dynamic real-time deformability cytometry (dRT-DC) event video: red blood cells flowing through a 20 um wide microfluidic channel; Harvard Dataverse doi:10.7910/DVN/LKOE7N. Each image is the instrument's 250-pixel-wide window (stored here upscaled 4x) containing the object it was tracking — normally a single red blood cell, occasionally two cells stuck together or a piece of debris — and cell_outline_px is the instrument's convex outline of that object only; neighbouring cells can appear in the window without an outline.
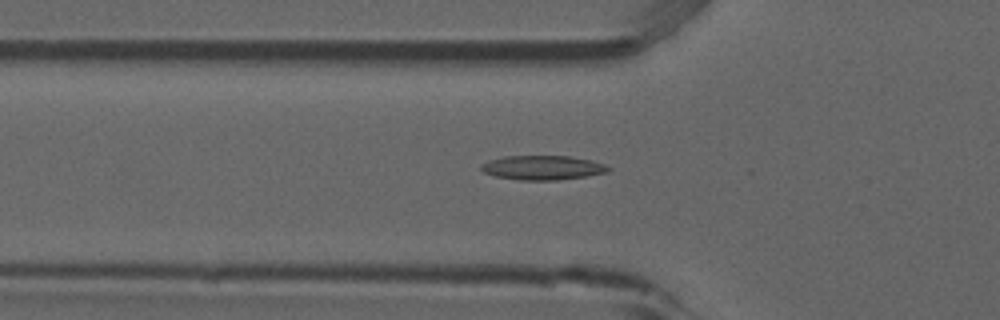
{"species": "common noctule bat (a hibernating species)", "species_latin": "Nyctalus noctula", "temperature_condition": "room temperature", "stored_images_in_passage": 48, "camera_frame_rate_fps": 3000, "um_per_image_px": 0.085, "animal": {"sex": "male", "forearm_length_mm": 52.5}, "frame": {"image": 1, "passage_image": 18, "time_ms": 5.667, "image_size_px": [1000, 320], "cell_outline_px": [[612, 168], [608, 172], [560, 180], [520, 180], [496, 176], [484, 172], [480, 168], [480, 164], [488, 160], [504, 156], [568, 156], [592, 160], [604, 164]], "centroid_in_image_um": [46.12, 14.25], "position_along_channel_um": 79.7, "area_um2": 18.03}}
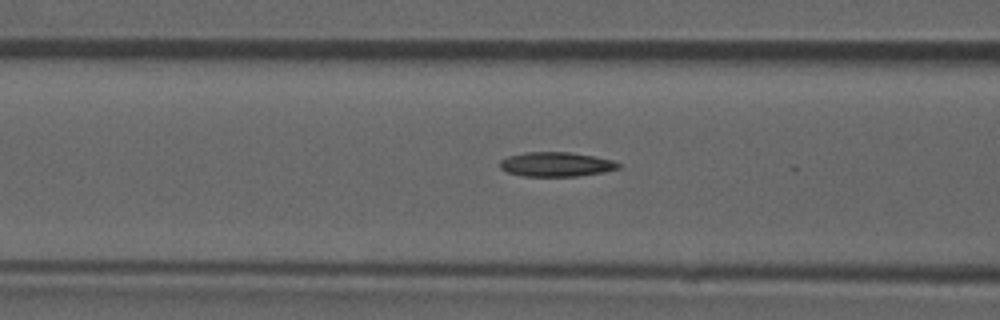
{"frame": {"image": 2, "passage_image": 21, "time_ms": 6.667, "image_size_px": [1000, 320], "cell_outline_px": [[620, 168], [604, 172], [576, 176], [524, 176], [508, 172], [500, 168], [500, 160], [508, 156], [524, 152], [572, 152], [612, 160], [620, 164]], "centroid_in_image_um": [47.26, 13.96], "position_along_channel_um": 119.3, "area_um2": 16.82}}
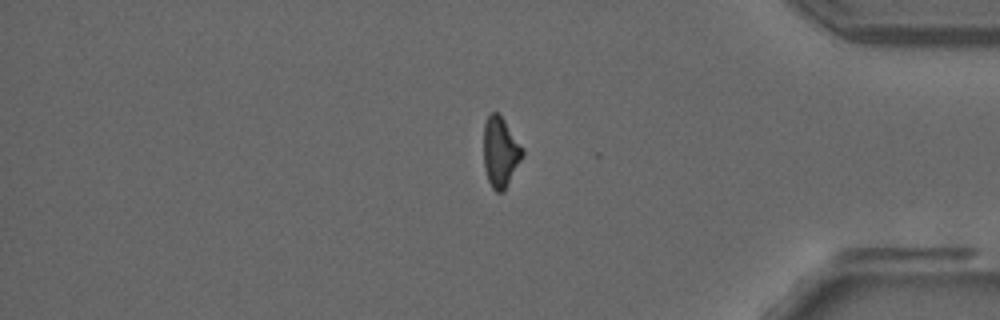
{"frame": {"image": 3, "passage_image": 44, "time_ms": 14.333, "image_size_px": [1000, 320], "cell_outline_px": [[524, 156], [504, 192], [496, 192], [492, 188], [488, 180], [484, 168], [484, 124], [488, 116], [492, 112], [496, 112], [504, 120], [524, 148]], "centroid_in_image_um": [42.55, 12.96], "position_along_channel_um": 392.6, "area_um2": 16.01}, "authors_computed_cell_mechanics": {"area_um2": 17.0221, "velocity_mm_per_s": 3.9053, "shape_relaxation_time_tau1_ms": 6.7078, "shape_relaxation_time_tau2_ms": 4.209, "deformation_change_tau1": 0.2052, "deformation_change_tau2": 0.1218}}